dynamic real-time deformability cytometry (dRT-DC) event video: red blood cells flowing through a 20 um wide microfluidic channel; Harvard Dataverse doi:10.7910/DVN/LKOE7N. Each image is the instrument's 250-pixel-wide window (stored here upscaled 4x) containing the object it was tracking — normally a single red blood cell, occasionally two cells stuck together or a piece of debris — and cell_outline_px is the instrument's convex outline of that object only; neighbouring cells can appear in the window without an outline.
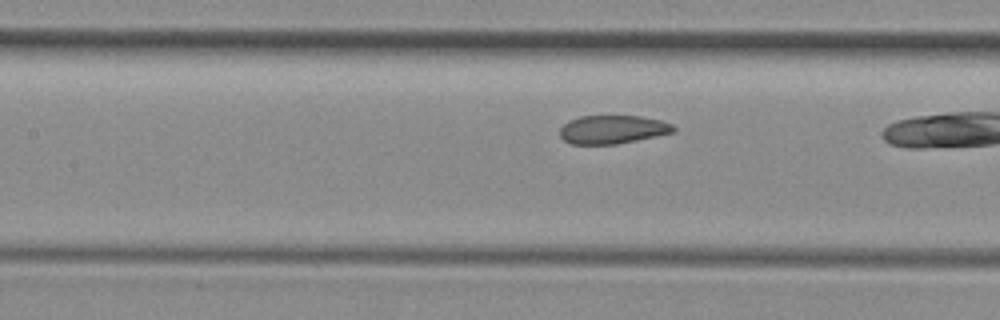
{"species": "common noctule bat (a hibernating species)", "species_latin": "Nyctalus noctula", "temperature_condition": "room temperature", "stored_images_in_passage": 8, "camera_frame_rate_fps": 3000, "um_per_image_px": 0.085, "animal": {"sex": "female", "body_mass_g": 29.2, "forearm_length_mm": 56.3}, "frame": {"image": 1, "passage_image": 6, "time_ms": 1.667, "image_size_px": [1000, 320], "cell_outline_px": [[676, 128], [672, 132], [636, 140], [616, 144], [572, 144], [564, 140], [560, 136], [560, 128], [568, 120], [580, 116], [640, 116], [660, 120], [672, 124]], "centroid_in_image_um": [52.03, 11.0], "position_along_channel_um": 155.4, "area_um2": 18.67}}